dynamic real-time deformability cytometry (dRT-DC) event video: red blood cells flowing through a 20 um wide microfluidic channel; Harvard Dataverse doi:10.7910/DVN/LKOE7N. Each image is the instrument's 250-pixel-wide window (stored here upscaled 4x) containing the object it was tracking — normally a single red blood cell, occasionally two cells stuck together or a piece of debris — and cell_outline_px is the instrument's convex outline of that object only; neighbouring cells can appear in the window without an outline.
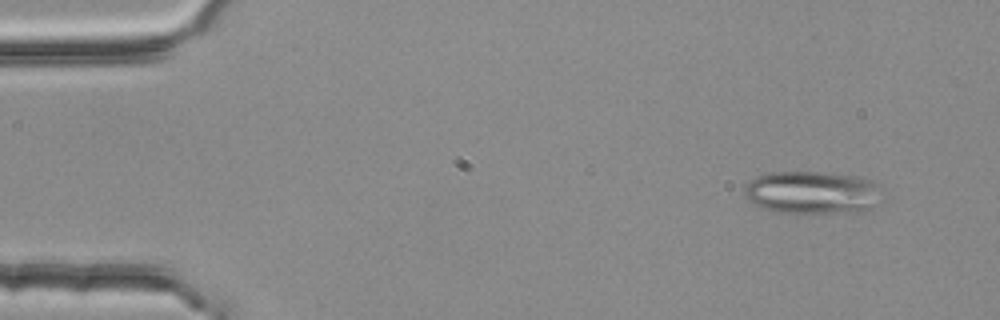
{"species": "common noctule bat (a hibernating species)", "species_latin": "Nyctalus noctula", "temperature_condition": "room temperature", "stored_images_in_passage": 3, "camera_frame_rate_fps": 3000, "um_per_image_px": 0.085, "animal": {"sex": "female", "body_mass_g": 25.1}, "frame": {"image": 1, "passage_image": 1, "time_ms": 0.0, "image_size_px": [1000, 320], "cell_outline_px": [[884, 200], [868, 212], [780, 212], [760, 208], [752, 204], [744, 196], [744, 188], [756, 176], [768, 172], [832, 172], [872, 180], [880, 184]], "centroid_in_image_um": [69.13, 16.36], "position_along_channel_um": 15.9, "area_um2": 35.08}}